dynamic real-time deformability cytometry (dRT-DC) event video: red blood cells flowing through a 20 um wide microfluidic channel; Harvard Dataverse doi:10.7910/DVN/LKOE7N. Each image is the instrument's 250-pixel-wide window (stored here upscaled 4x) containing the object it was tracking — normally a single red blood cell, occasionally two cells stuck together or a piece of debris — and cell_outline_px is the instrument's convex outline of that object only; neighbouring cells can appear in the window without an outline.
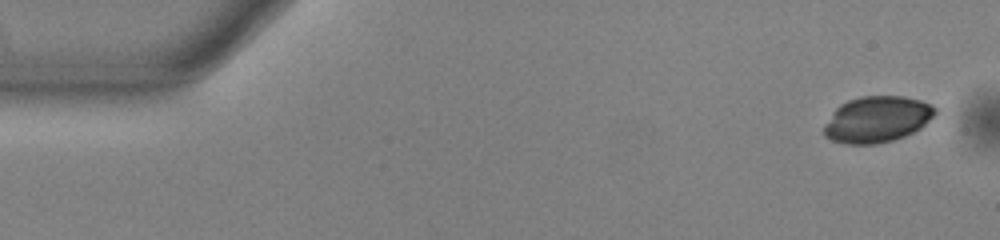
{"species": "common noctule bat (a hibernating species)", "species_latin": "Nyctalus noctula", "temperature_condition": "warm", "stored_images_in_passage": 52, "camera_frame_rate_fps": 3000, "um_per_image_px": 0.085, "animal": {"sex": "male", "body_mass_g": 13.0, "forearm_length_mm": 53.1}, "frame": {"image": 1, "passage_image": 1, "time_ms": 0.0, "image_size_px": [1000, 240], "cell_outline_px": [[936, 112], [920, 128], [904, 136], [892, 140], [876, 144], [844, 144], [832, 140], [824, 136], [824, 124], [832, 112], [840, 104], [848, 100], [860, 96], [904, 96], [920, 100], [932, 104], [936, 108]], "centroid_in_image_um": [74.52, 10.14], "position_along_channel_um": 10.5, "area_um2": 29.88}}
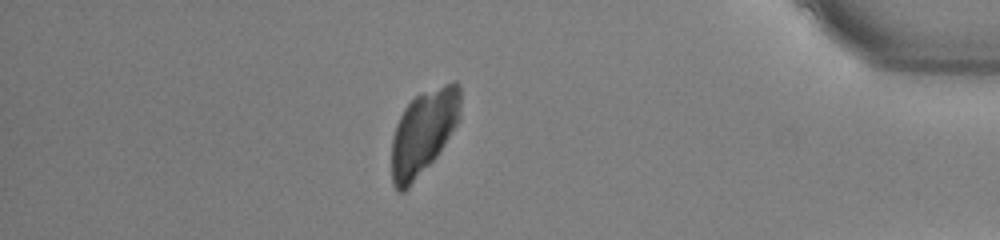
{"frame": {"image": 2, "passage_image": 45, "time_ms": 14.667, "image_size_px": [1000, 240], "cell_outline_px": [[460, 120], [440, 152], [408, 188], [404, 192], [396, 192], [392, 184], [392, 140], [396, 124], [404, 108], [416, 96], [424, 92], [452, 80], [456, 80], [460, 84]], "centroid_in_image_um": [36.01, 11.23], "position_along_channel_um": 399.2, "area_um2": 34.1}}